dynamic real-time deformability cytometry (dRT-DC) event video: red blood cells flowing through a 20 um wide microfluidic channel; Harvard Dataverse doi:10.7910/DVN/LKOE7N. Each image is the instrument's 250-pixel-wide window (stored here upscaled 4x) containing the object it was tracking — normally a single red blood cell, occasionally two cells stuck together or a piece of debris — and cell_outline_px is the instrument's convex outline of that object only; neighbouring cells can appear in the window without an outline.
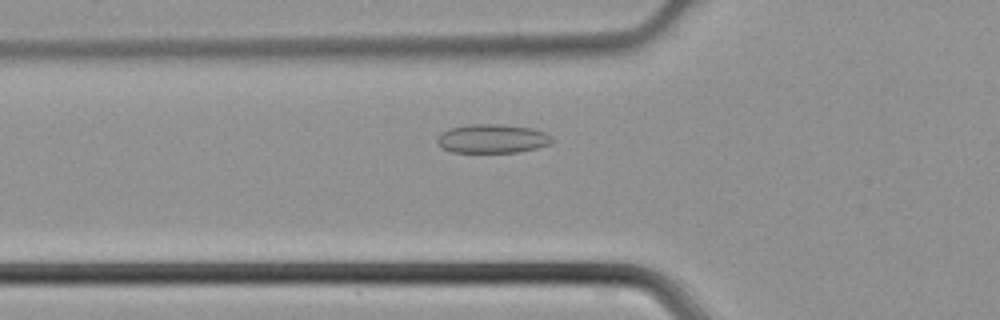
{"species": "common noctule bat (a hibernating species)", "species_latin": "Nyctalus noctula", "temperature_condition": "cold", "stored_images_in_passage": 42, "camera_frame_rate_fps": 3000, "um_per_image_px": 0.085, "animal": {"sex": "male", "body_mass_g": 21.5, "forearm_length_mm": 52.0}, "frame": {"image": 1, "passage_image": 12, "time_ms": 3.667, "image_size_px": [1000, 320], "cell_outline_px": [[556, 140], [548, 144], [536, 148], [516, 152], [452, 152], [436, 144], [436, 140], [444, 132], [452, 128], [468, 124], [504, 124], [532, 128], [544, 132], [552, 136]], "centroid_in_image_um": [41.88, 11.78], "position_along_channel_um": 83.9, "area_um2": 19.25}}
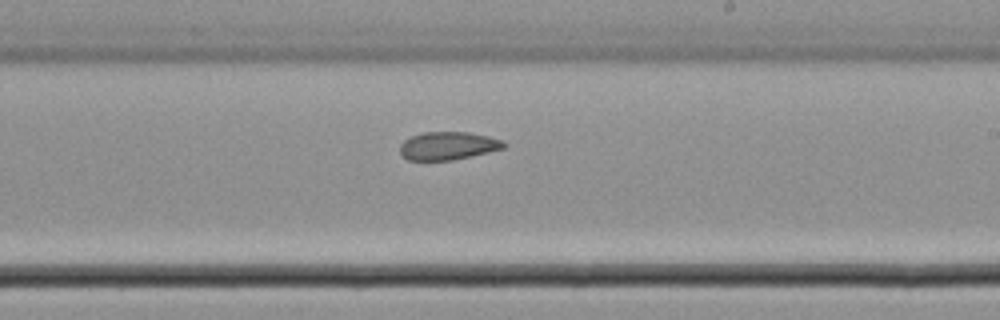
{"frame": {"image": 2, "passage_image": 23, "time_ms": 7.333, "image_size_px": [1000, 320], "cell_outline_px": [[508, 144], [504, 148], [488, 152], [452, 160], [408, 160], [400, 152], [400, 144], [404, 140], [412, 136], [424, 132], [468, 132], [488, 136], [504, 140]], "centroid_in_image_um": [38.11, 12.38], "position_along_channel_um": 250.9, "area_um2": 16.94}}
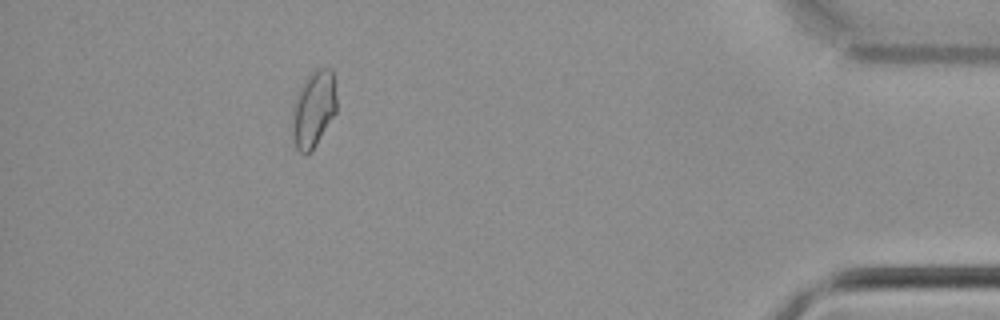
{"frame": {"image": 3, "passage_image": 37, "time_ms": 12.0, "image_size_px": [1000, 320], "cell_outline_px": [[336, 112], [316, 144], [304, 156], [296, 148], [292, 132], [292, 108], [300, 84], [316, 68], [332, 68], [336, 96]], "centroid_in_image_um": [26.64, 9.24], "position_along_channel_um": 408.6, "area_um2": 19.77}}